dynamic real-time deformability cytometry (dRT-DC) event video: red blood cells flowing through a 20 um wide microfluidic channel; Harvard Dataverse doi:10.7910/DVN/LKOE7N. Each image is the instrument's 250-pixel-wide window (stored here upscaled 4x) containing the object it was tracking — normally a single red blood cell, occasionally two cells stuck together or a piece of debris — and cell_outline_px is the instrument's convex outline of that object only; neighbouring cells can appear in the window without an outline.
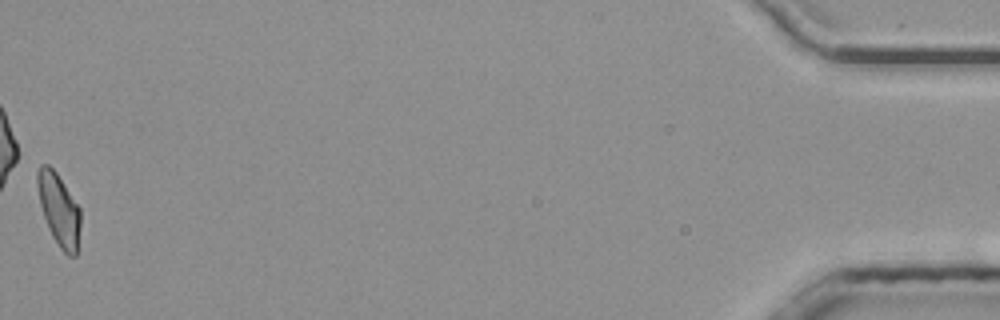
{"species": "common noctule bat (a hibernating species)", "species_latin": "Nyctalus noctula", "temperature_condition": "room temperature", "stored_images_in_passage": 52, "camera_frame_rate_fps": 3000, "um_per_image_px": 0.085, "animal": {"sex": "male", "body_mass_g": 20.4}, "frame": {"image": 1, "passage_image": 52, "time_ms": 17.0, "image_size_px": [1000, 320], "cell_outline_px": [[80, 228], [76, 256], [68, 256], [60, 248], [52, 236], [48, 228], [40, 204], [36, 184], [36, 172], [40, 164], [48, 164], [56, 172], [80, 208]], "centroid_in_image_um": [4.99, 17.8], "position_along_channel_um": 430.2, "area_um2": 18.15}, "authors_computed_cell_mechanics": {"area_um2": 18.5538, "velocity_mm_per_s": 3.9985, "shape_relaxation_time_tau1_ms": 5.0785, "shape_relaxation_time_tau2_ms": 1.3982, "deformation_change_tau1": 0.1481, "deformation_change_tau2": 0.0816}}